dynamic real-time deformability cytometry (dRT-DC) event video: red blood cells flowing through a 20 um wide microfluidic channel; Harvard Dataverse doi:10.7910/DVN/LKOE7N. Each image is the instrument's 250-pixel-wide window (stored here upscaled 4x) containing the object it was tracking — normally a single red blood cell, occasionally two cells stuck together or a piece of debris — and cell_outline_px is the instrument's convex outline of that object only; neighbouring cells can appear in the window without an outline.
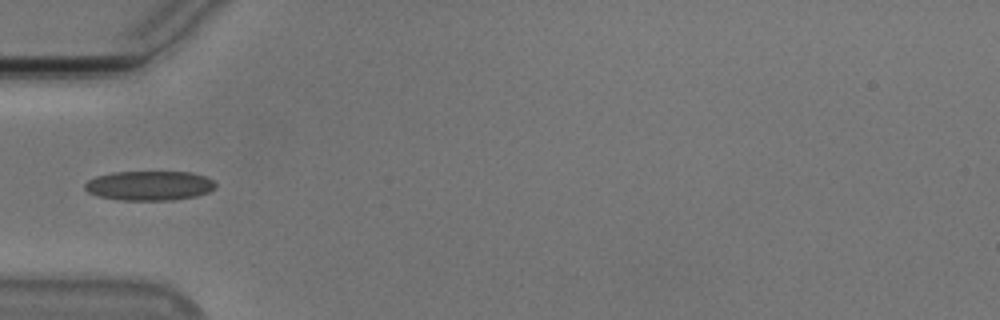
{"species": "Egyptian fruit bat (a non-hibernating species)", "species_latin": "Rousettus aegyptiacus", "temperature_condition": "cold", "stored_images_in_passage": 9, "camera_frame_rate_fps": 3000, "um_per_image_px": 0.085, "animal": {"sex": "male"}, "frame": {"image": 1, "passage_image": 1, "time_ms": 0.0, "image_size_px": [1000, 320], "cell_outline_px": [[216, 188], [208, 192], [196, 196], [172, 200], [120, 200], [100, 196], [88, 192], [84, 188], [84, 184], [88, 180], [96, 176], [112, 172], [192, 172], [204, 176], [212, 180], [216, 184]], "centroid_in_image_um": [12.7, 15.77], "position_along_channel_um": 72.3, "area_um2": 22.48}}